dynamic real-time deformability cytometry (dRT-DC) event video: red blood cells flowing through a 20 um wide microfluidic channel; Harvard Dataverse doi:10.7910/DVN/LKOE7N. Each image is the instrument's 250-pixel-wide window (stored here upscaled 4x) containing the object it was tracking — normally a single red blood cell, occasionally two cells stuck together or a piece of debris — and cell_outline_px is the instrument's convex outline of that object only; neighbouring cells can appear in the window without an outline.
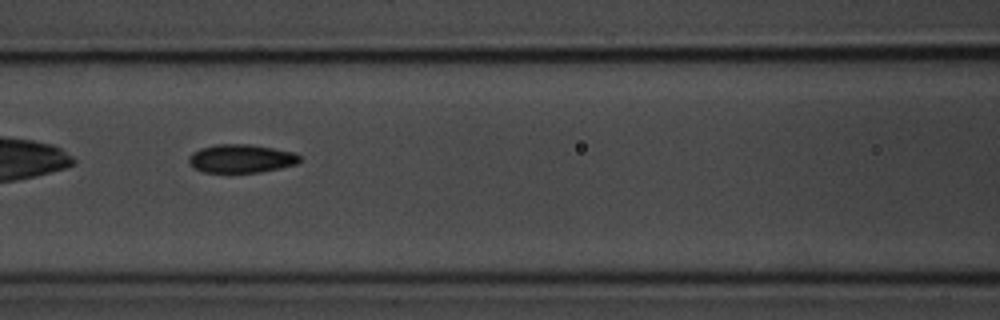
{"species": "common noctule bat (a hibernating species)", "species_latin": "Nyctalus noctula", "temperature_condition": "room temperature", "stored_images_in_passage": 9, "camera_frame_rate_fps": 3000, "um_per_image_px": 0.085, "animal": {"sex": "male", "body_mass_g": 20.1, "forearm_length_mm": 53.5}, "frame": {"image": 1, "passage_image": 8, "time_ms": 8.0, "image_size_px": [1000, 320], "cell_outline_px": [[300, 160], [296, 164], [280, 168], [260, 172], [204, 172], [196, 168], [188, 160], [188, 156], [192, 152], [200, 148], [216, 144], [248, 144], [296, 152], [300, 156]], "centroid_in_image_um": [20.51, 13.47], "position_along_channel_um": 146.1, "area_um2": 18.26}}
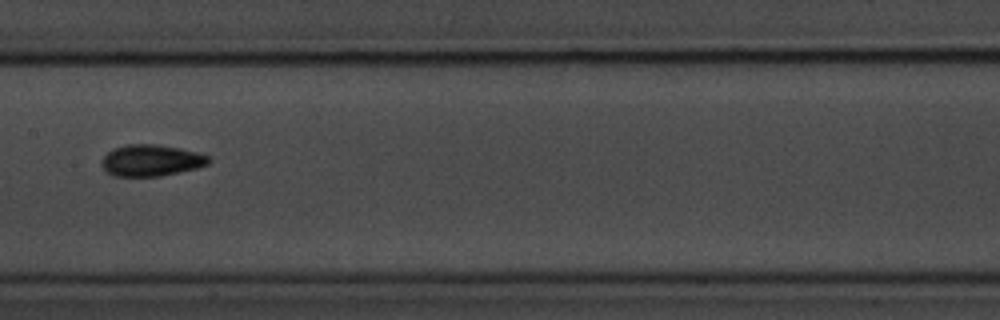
{"frame": {"image": 2, "passage_image": 9, "time_ms": 9.333, "image_size_px": [1000, 320], "cell_outline_px": [[212, 160], [208, 164], [196, 168], [180, 172], [160, 176], [112, 176], [100, 164], [104, 156], [112, 148], [128, 144], [152, 144], [180, 148], [196, 152], [208, 156]], "centroid_in_image_um": [12.84, 13.63], "position_along_channel_um": 194.6, "area_um2": 19.59}}